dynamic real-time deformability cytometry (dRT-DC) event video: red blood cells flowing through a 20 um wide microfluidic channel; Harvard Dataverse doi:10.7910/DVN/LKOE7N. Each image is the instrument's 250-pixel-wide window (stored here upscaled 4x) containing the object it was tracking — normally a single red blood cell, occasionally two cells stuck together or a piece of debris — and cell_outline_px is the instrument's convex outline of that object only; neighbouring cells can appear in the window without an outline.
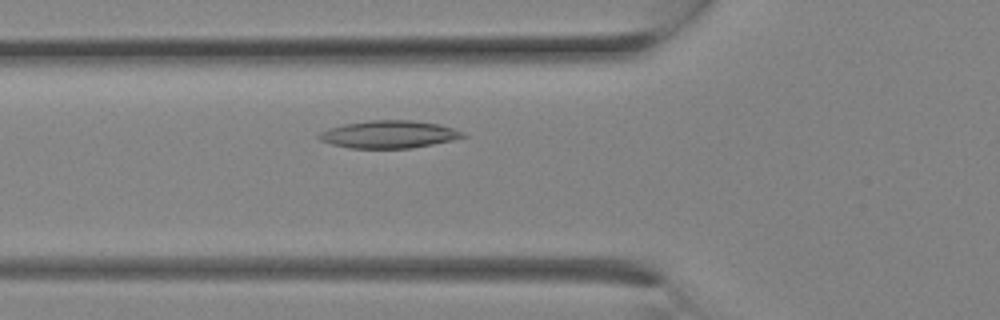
{"species": "Egyptian fruit bat (a non-hibernating species)", "species_latin": "Rousettus aegyptiacus", "temperature_condition": "room temperature", "stored_images_in_passage": 18, "camera_frame_rate_fps": 3000, "um_per_image_px": 0.085, "animal": {"sex": "female"}, "frame": {"image": 1, "passage_image": 8, "time_ms": 2.333, "image_size_px": [1000, 320], "cell_outline_px": [[468, 136], [452, 140], [412, 148], [348, 148], [332, 144], [320, 140], [316, 136], [320, 132], [328, 128], [344, 124], [368, 120], [412, 120], [436, 124], [452, 128], [464, 132]], "centroid_in_image_um": [33.03, 11.42], "position_along_channel_um": 92.8, "area_um2": 23.06}}
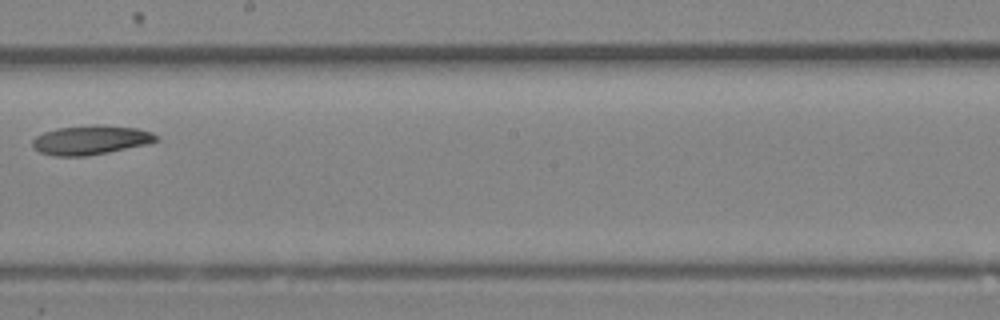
{"frame": {"image": 2, "passage_image": 14, "time_ms": 4.333, "image_size_px": [1000, 320], "cell_outline_px": [[160, 140], [148, 144], [108, 152], [84, 156], [56, 156], [40, 152], [32, 148], [32, 140], [36, 136], [44, 132], [56, 128], [96, 124], [136, 128], [152, 132], [160, 136]], "centroid_in_image_um": [7.73, 11.89], "position_along_channel_um": 240.5, "area_um2": 21.21}}
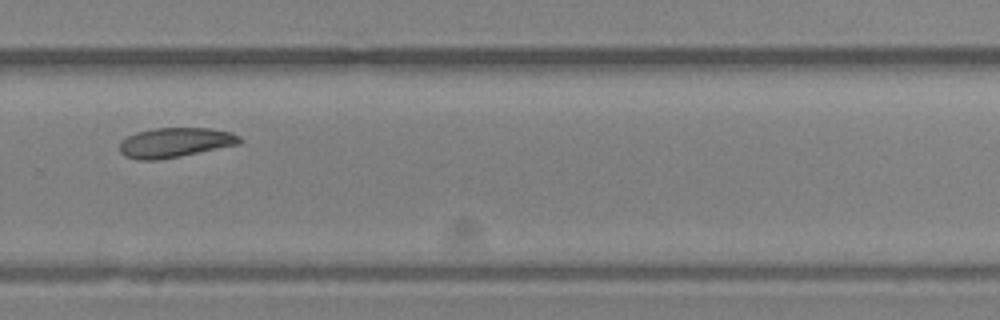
{"frame": {"image": 3, "passage_image": 17, "time_ms": 5.333, "image_size_px": [1000, 320], "cell_outline_px": [[244, 140], [240, 144], [180, 156], [156, 160], [136, 160], [124, 156], [120, 152], [120, 140], [136, 132], [152, 128], [212, 128], [232, 132], [240, 136]], "centroid_in_image_um": [14.89, 12.11], "position_along_channel_um": 314.9, "area_um2": 21.04}}